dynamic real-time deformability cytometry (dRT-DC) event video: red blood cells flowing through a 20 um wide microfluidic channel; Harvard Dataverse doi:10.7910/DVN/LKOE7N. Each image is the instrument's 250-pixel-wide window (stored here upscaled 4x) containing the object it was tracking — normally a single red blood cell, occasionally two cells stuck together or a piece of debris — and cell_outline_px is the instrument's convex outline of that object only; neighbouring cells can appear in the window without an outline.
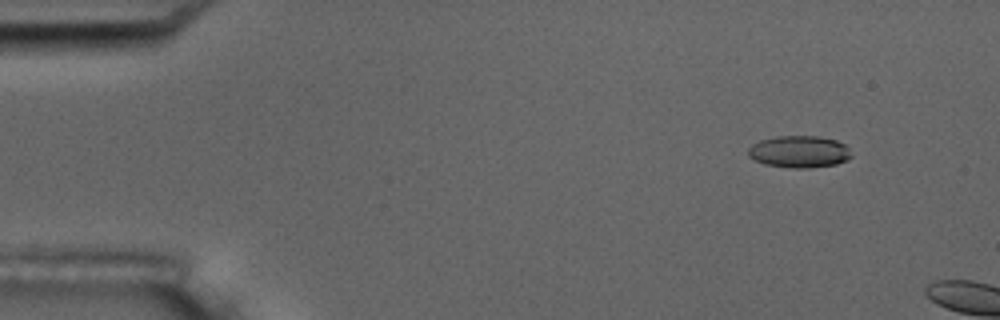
{"species": "common noctule bat (a hibernating species)", "species_latin": "Nyctalus noctula", "temperature_condition": "room temperature", "stored_images_in_passage": 3, "camera_frame_rate_fps": 3000, "um_per_image_px": 0.085, "animal": {"sex": "male", "body_mass_g": 17.5, "forearm_length_mm": 52.3}, "frame": {"image": 1, "passage_image": 2, "time_ms": 1.333, "image_size_px": [1000, 320], "cell_outline_px": [[852, 156], [848, 160], [836, 164], [808, 168], [792, 168], [764, 164], [748, 156], [748, 148], [752, 144], [760, 140], [776, 136], [820, 136], [836, 140], [844, 144], [848, 148]], "centroid_in_image_um": [67.94, 12.89], "position_along_channel_um": 17.1, "area_um2": 19.31}}